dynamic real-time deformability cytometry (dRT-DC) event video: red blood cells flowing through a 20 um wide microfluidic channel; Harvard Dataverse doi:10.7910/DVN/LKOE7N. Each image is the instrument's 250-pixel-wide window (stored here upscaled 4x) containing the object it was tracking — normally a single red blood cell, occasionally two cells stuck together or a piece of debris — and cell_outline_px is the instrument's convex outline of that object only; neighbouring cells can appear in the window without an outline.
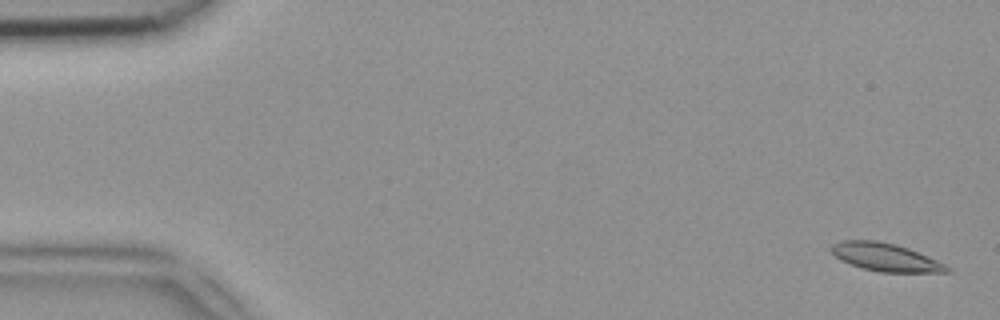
{"species": "common noctule bat (a hibernating species)", "species_latin": "Nyctalus noctula", "temperature_condition": "room temperature", "stored_images_in_passage": 14, "camera_frame_rate_fps": 3000, "um_per_image_px": 0.085, "animal": {"sex": "female", "body_mass_g": 18.4}, "frame": {"image": 1, "passage_image": 1, "time_ms": 0.0, "image_size_px": [1000, 320], "cell_outline_px": [[952, 272], [880, 272], [864, 268], [840, 260], [828, 248], [832, 244], [840, 240], [876, 240], [896, 244], [908, 248], [928, 256], [952, 268]], "centroid_in_image_um": [75.26, 21.85], "position_along_channel_um": 9.7, "area_um2": 18.84}}